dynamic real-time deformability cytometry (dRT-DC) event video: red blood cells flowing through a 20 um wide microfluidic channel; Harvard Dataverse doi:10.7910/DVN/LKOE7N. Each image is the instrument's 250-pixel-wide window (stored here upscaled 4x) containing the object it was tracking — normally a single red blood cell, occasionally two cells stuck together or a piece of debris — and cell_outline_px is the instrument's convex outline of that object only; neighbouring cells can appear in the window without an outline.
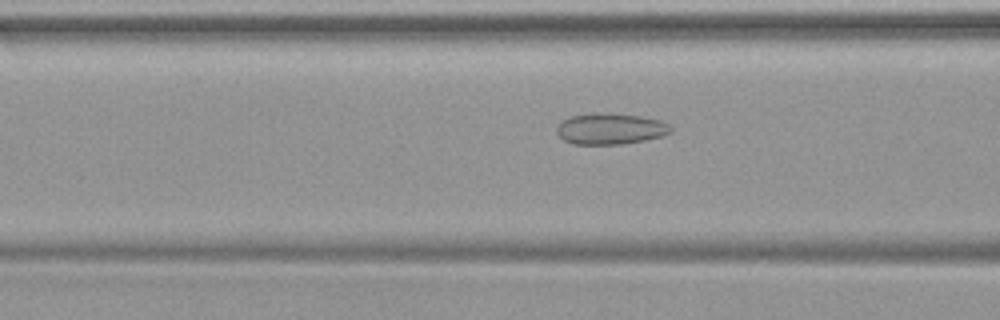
{"species": "common noctule bat (a hibernating species)", "species_latin": "Nyctalus noctula", "temperature_condition": "warm", "stored_images_in_passage": 48, "camera_frame_rate_fps": 3000, "um_per_image_px": 0.085, "animal": {"sex": "female", "body_mass_g": 19.9}, "frame": {"image": 1, "passage_image": 19, "time_ms": 6.0, "image_size_px": [1000, 320], "cell_outline_px": [[672, 132], [664, 136], [624, 144], [572, 144], [564, 140], [556, 132], [556, 128], [564, 120], [572, 116], [640, 116], [660, 120], [668, 124], [672, 128]], "centroid_in_image_um": [51.94, 11.01], "position_along_channel_um": 114.7, "area_um2": 19.65}}
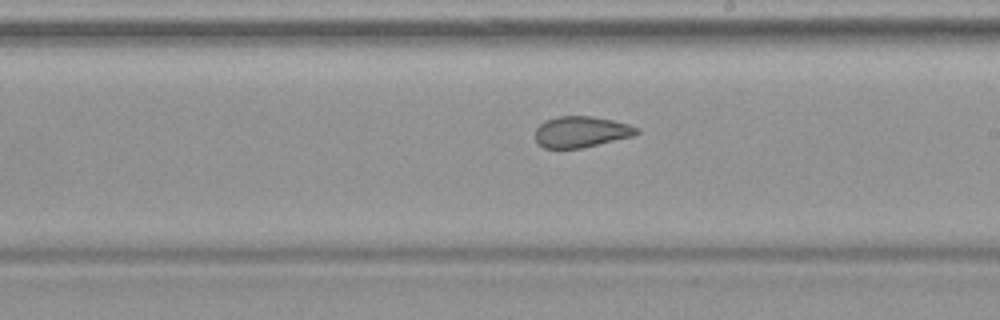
{"frame": {"image": 2, "passage_image": 28, "time_ms": 9.0, "image_size_px": [1000, 320], "cell_outline_px": [[640, 132], [636, 136], [580, 148], [544, 148], [536, 140], [536, 128], [544, 120], [556, 116], [592, 116], [612, 120], [628, 124], [640, 128]], "centroid_in_image_um": [49.43, 11.2], "position_along_channel_um": 239.6, "area_um2": 18.5}}
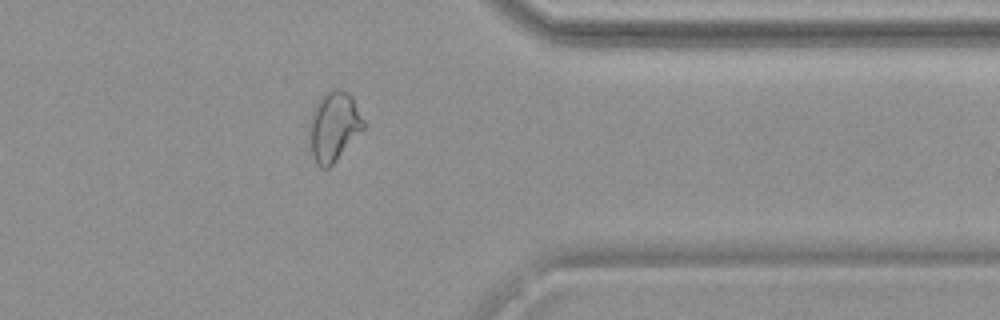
{"frame": {"image": 3, "passage_image": 39, "time_ms": 12.667, "image_size_px": [1000, 320], "cell_outline_px": [[364, 128], [332, 164], [328, 168], [320, 168], [316, 164], [312, 156], [308, 132], [312, 112], [320, 96], [336, 88], [348, 92], [352, 96], [364, 120]], "centroid_in_image_um": [28.35, 10.74], "position_along_channel_um": 383.0, "area_um2": 21.79}}